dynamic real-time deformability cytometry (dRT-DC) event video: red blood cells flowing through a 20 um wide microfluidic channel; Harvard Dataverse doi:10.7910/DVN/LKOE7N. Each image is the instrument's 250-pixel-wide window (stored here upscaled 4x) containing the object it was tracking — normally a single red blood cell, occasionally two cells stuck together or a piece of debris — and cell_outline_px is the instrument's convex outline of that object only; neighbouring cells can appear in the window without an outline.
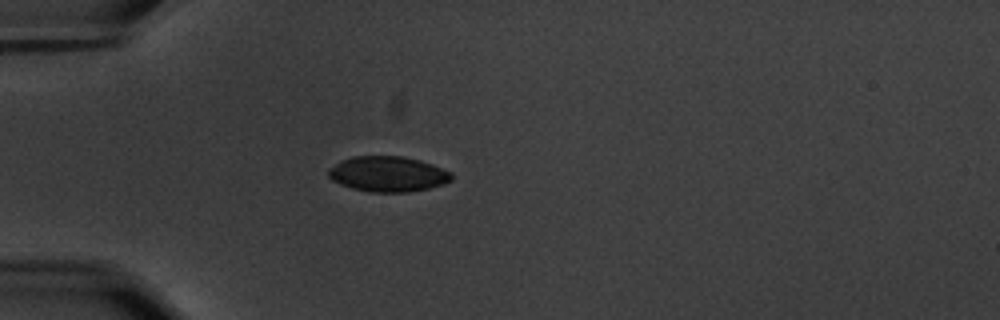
{"species": "common noctule bat (a hibernating species)", "species_latin": "Nyctalus noctula", "temperature_condition": "warm", "stored_images_in_passage": 42, "camera_frame_rate_fps": 3000, "um_per_image_px": 0.085, "animal": {"sex": "male", "body_mass_g": 20.1, "forearm_length_mm": 53.5}, "frame": {"image": 1, "passage_image": 1, "time_ms": 0.0, "image_size_px": [1000, 320], "cell_outline_px": [[452, 180], [444, 184], [428, 188], [408, 192], [368, 192], [352, 188], [340, 184], [332, 180], [328, 176], [328, 168], [340, 160], [352, 156], [400, 156], [420, 160], [432, 164], [452, 172]], "centroid_in_image_um": [32.95, 14.79], "position_along_channel_um": 52.0, "area_um2": 25.55}}
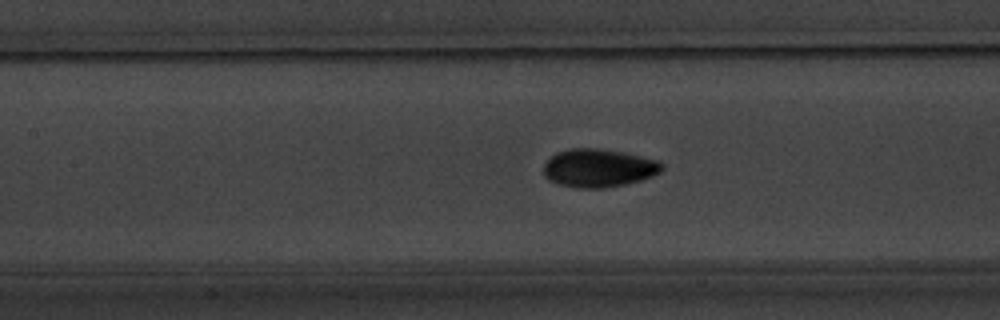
{"frame": {"image": 2, "passage_image": 11, "time_ms": 3.333, "image_size_px": [1000, 320], "cell_outline_px": [[664, 168], [660, 172], [652, 176], [640, 180], [624, 184], [604, 188], [576, 188], [556, 184], [548, 180], [544, 176], [544, 164], [556, 152], [568, 148], [596, 148], [624, 152], [656, 160], [664, 164]], "centroid_in_image_um": [50.85, 14.28], "position_along_channel_um": 156.5, "area_um2": 26.47}}
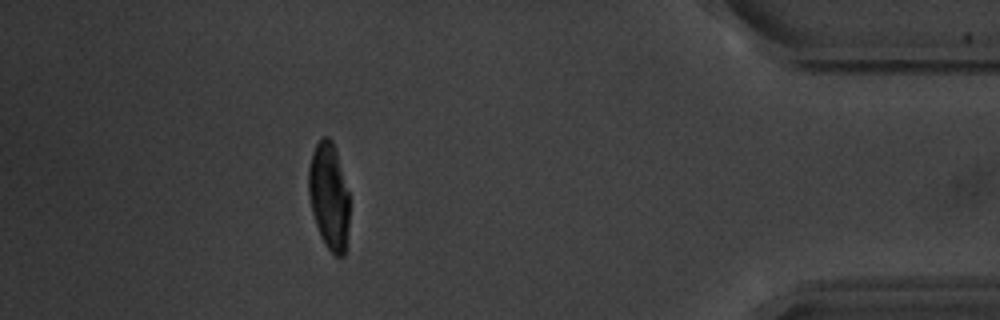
{"frame": {"image": 3, "passage_image": 36, "time_ms": 11.667, "image_size_px": [1000, 320], "cell_outline_px": [[348, 228], [344, 256], [336, 256], [324, 244], [320, 236], [312, 212], [308, 192], [308, 168], [312, 152], [316, 144], [324, 136], [328, 136], [332, 140], [336, 152], [348, 192]], "centroid_in_image_um": [27.94, 16.68], "position_along_channel_um": 407.3, "area_um2": 25.14}, "authors_computed_cell_mechanics": {"area_um2": 25.6054, "velocity_mm_per_s": 3.5242, "shape_relaxation_time_tau1_ms": 2.6759, "shape_relaxation_time_tau2_ms": null, "deformation_change_tau1": 0.1502, "deformation_change_tau2": null}}